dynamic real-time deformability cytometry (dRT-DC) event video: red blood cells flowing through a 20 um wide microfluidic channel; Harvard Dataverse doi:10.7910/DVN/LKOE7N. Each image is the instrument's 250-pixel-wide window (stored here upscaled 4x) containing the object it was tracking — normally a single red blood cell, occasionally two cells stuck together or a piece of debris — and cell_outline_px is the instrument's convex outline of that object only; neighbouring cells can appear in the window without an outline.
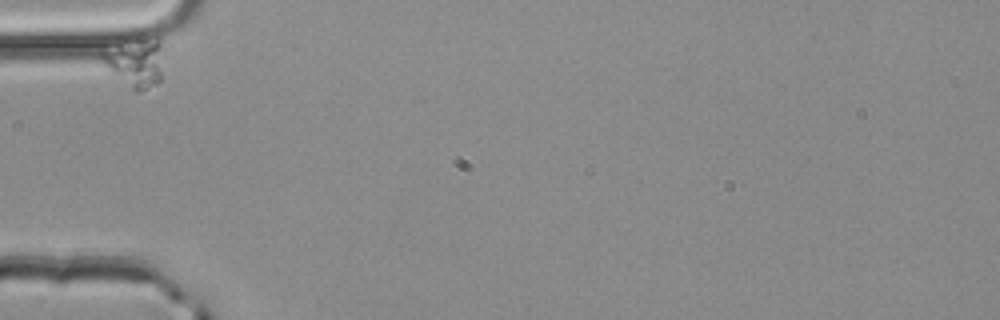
{"species": "common noctule bat (a hibernating species)", "species_latin": "Nyctalus noctula", "temperature_condition": "room temperature", "stored_images_in_passage": 3, "camera_frame_rate_fps": 3000, "um_per_image_px": 0.085, "animal": {"sex": "male", "body_mass_g": 20.4}, "frame": {"image": 1, "passage_image": 1, "time_ms": 0.0, "image_size_px": [1000, 320], "cell_outline_px": [[160, 80], [156, 84], [140, 92], [136, 92], [112, 72], [100, 60], [100, 56], [104, 52], [156, 36], [160, 36]], "centroid_in_image_um": [11.56, 5.38], "position_along_channel_um": 73.4, "area_um2": 16.01}}